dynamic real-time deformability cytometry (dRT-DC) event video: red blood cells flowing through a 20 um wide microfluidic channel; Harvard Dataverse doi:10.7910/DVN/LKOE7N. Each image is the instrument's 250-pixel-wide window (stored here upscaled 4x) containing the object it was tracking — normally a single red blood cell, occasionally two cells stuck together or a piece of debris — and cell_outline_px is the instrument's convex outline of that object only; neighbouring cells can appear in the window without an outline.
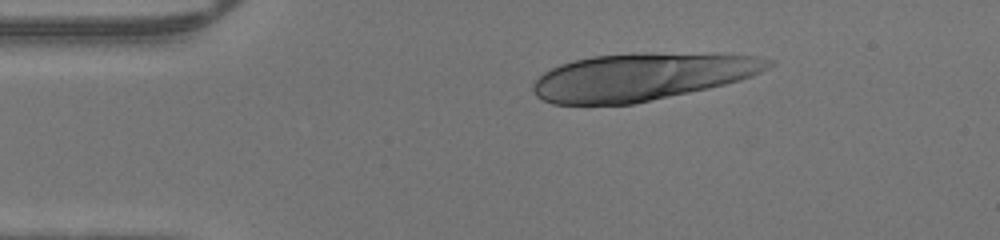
{"species": "human", "species_latin": "Homo sapiens", "temperature_condition": "warm", "stored_images_in_passage": 18, "camera_frame_rate_fps": 3000, "um_per_image_px": 0.085, "donor": {"sex": "male"}, "frame": {"image": 1, "passage_image": 7, "time_ms": 2.0, "image_size_px": [1000, 240], "cell_outline_px": [[776, 64], [752, 76], [740, 80], [708, 88], [632, 104], [552, 104], [536, 96], [532, 88], [532, 84], [544, 72], [560, 64], [592, 56], [628, 52], [652, 52], [756, 56], [776, 60]], "centroid_in_image_um": [54.55, 6.51], "position_along_channel_um": 30.4, "area_um2": 64.85}}